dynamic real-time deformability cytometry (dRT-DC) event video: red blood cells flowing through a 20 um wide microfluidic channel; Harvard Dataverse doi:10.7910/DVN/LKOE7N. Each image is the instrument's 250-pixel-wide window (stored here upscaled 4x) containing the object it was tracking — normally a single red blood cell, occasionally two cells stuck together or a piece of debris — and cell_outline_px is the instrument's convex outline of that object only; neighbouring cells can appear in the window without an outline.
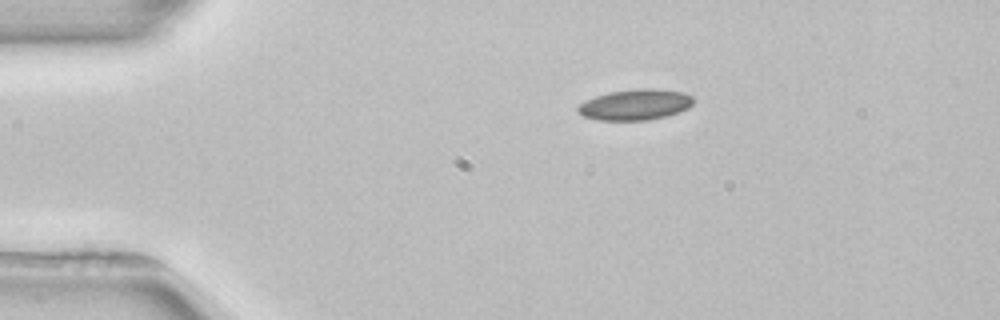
{"species": "common noctule bat (a hibernating species)", "species_latin": "Nyctalus noctula", "temperature_condition": "room temperature", "stored_images_in_passage": 2, "camera_frame_rate_fps": 3000, "um_per_image_px": 0.085, "animal": {"sex": "female", "body_mass_g": 22.7, "forearm_length_mm": 54.2}, "frame": {"image": 1, "passage_image": 1, "time_ms": 0.0, "image_size_px": [1000, 320], "cell_outline_px": [[696, 100], [688, 108], [664, 116], [648, 120], [596, 120], [584, 116], [576, 108], [580, 104], [596, 96], [608, 92], [640, 88], [652, 88], [684, 92], [692, 96]], "centroid_in_image_um": [54.02, 8.88], "position_along_channel_um": 31.0, "area_um2": 20.58}}